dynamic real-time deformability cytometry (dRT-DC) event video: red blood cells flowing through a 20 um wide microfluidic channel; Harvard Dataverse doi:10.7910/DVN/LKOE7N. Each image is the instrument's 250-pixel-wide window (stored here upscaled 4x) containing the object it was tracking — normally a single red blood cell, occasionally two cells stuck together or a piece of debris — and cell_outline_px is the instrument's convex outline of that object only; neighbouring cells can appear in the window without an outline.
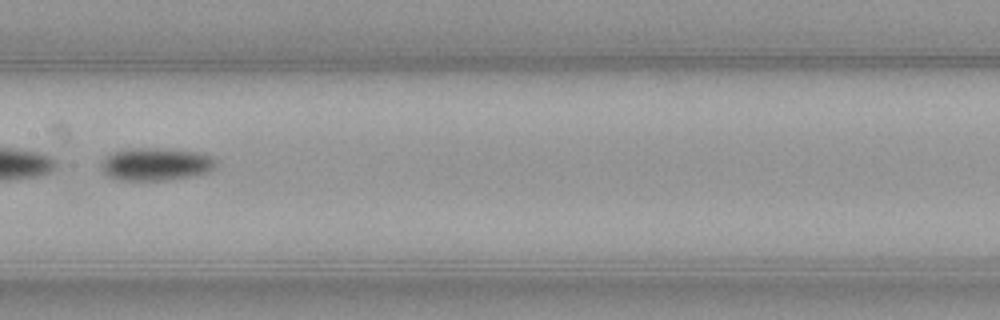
{"species": "common noctule bat (a hibernating species)", "species_latin": "Nyctalus noctula", "temperature_condition": "warm", "stored_images_in_passage": 33, "camera_frame_rate_fps": 3000, "um_per_image_px": 0.085, "animal": {"sex": "female", "body_mass_g": 21.9}, "frame": {"image": 1, "passage_image": 10, "time_ms": 3.0, "image_size_px": [1000, 320], "cell_outline_px": [[220, 160], [216, 168], [208, 172], [192, 176], [164, 180], [120, 180], [108, 176], [100, 168], [100, 164], [104, 156], [112, 152], [124, 148], [164, 148], [204, 152]], "centroid_in_image_um": [13.29, 13.93], "position_along_channel_um": 194.1, "area_um2": 22.6}}
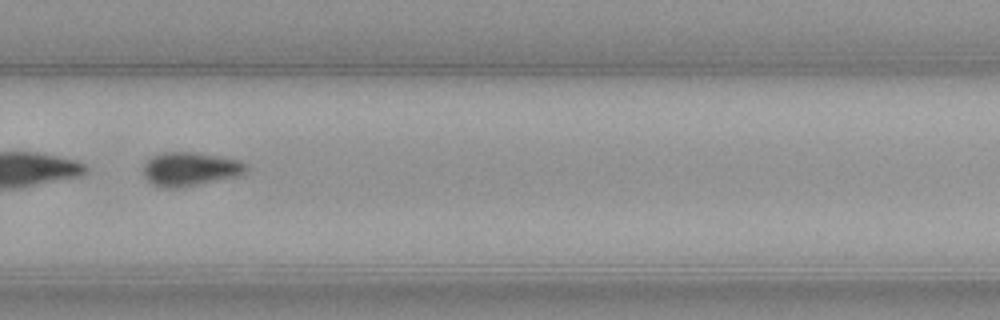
{"frame": {"image": 2, "passage_image": 19, "time_ms": 6.0, "image_size_px": [1000, 320], "cell_outline_px": [[248, 168], [240, 176], [180, 188], [164, 188], [152, 184], [144, 176], [144, 164], [152, 156], [164, 152], [192, 152], [240, 160]], "centroid_in_image_um": [16.15, 14.38], "position_along_channel_um": 313.6, "area_um2": 20.17}}